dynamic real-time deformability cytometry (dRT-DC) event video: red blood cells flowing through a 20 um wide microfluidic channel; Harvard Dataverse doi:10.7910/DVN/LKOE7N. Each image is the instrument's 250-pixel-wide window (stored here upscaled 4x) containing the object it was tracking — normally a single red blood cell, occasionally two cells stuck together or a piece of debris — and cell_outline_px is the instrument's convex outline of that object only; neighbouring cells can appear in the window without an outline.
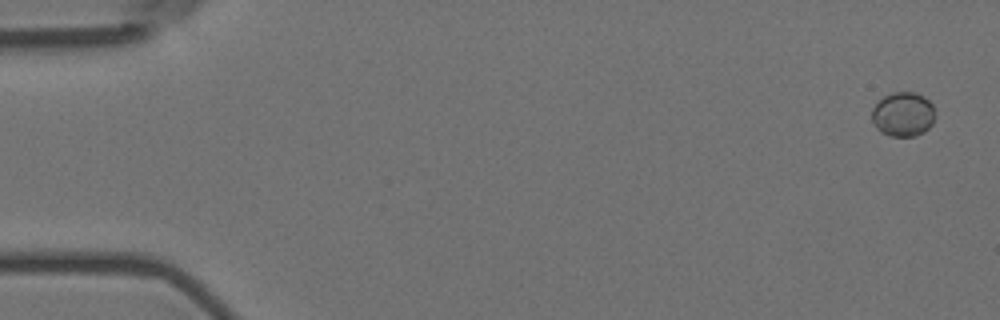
{"species": "Egyptian fruit bat (a non-hibernating species)", "species_latin": "Rousettus aegyptiacus", "temperature_condition": "room temperature", "stored_images_in_passage": 15, "camera_frame_rate_fps": 3000, "um_per_image_px": 0.085, "animal": {"sex": "female"}, "frame": {"image": 1, "passage_image": 1, "time_ms": 0.0, "image_size_px": [1000, 320], "cell_outline_px": [[936, 116], [932, 124], [924, 132], [916, 136], [888, 136], [880, 132], [876, 128], [872, 120], [872, 108], [884, 96], [892, 92], [916, 92], [924, 96], [932, 104], [936, 112]], "centroid_in_image_um": [76.78, 9.72], "position_along_channel_um": 8.2, "area_um2": 16.65}}
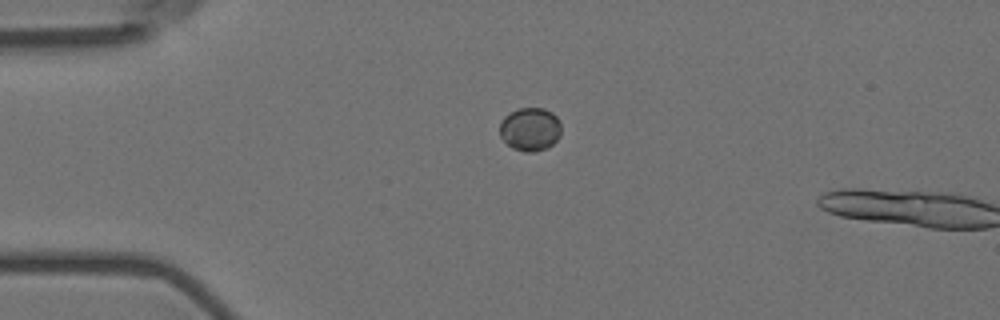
{"frame": {"image": 2, "passage_image": 13, "time_ms": 4.0, "image_size_px": [1000, 320], "cell_outline_px": [[560, 136], [548, 148], [536, 152], [524, 152], [512, 148], [500, 136], [500, 120], [504, 116], [520, 108], [544, 108], [552, 112], [560, 120]], "centroid_in_image_um": [45.07, 10.99], "position_along_channel_um": 39.9, "area_um2": 15.66}}